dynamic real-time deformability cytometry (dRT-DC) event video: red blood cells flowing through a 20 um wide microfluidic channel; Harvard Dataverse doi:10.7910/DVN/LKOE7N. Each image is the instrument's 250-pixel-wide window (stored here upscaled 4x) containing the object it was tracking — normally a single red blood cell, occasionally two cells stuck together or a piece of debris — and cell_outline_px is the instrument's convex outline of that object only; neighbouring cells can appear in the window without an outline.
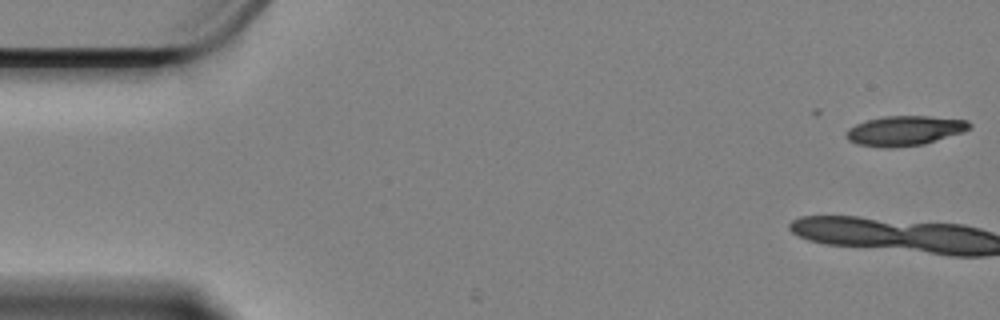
{"species": "Egyptian fruit bat (a non-hibernating species)", "species_latin": "Rousettus aegyptiacus", "temperature_condition": "cold", "stored_images_in_passage": 3, "camera_frame_rate_fps": 3000, "um_per_image_px": 0.085, "animal": {"sex": "female"}, "frame": {"image": 1, "passage_image": 1, "time_ms": 0.0, "image_size_px": [1000, 320], "cell_outline_px": [[972, 128], [964, 132], [924, 144], [892, 148], [884, 148], [856, 144], [848, 140], [844, 136], [848, 128], [856, 124], [868, 120], [884, 116], [928, 116], [968, 120], [972, 124]], "centroid_in_image_um": [76.9, 11.11], "position_along_channel_um": 8.1, "area_um2": 21.62}}